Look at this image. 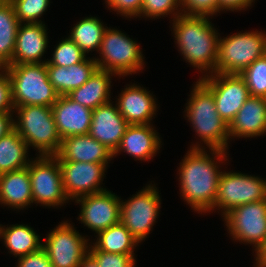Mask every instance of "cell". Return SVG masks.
<instances>
[{
    "instance_id": "obj_1",
    "label": "cell",
    "mask_w": 266,
    "mask_h": 267,
    "mask_svg": "<svg viewBox=\"0 0 266 267\" xmlns=\"http://www.w3.org/2000/svg\"><path fill=\"white\" fill-rule=\"evenodd\" d=\"M201 148L192 147L180 169L184 199L197 211L214 208L221 173Z\"/></svg>"
},
{
    "instance_id": "obj_2",
    "label": "cell",
    "mask_w": 266,
    "mask_h": 267,
    "mask_svg": "<svg viewBox=\"0 0 266 267\" xmlns=\"http://www.w3.org/2000/svg\"><path fill=\"white\" fill-rule=\"evenodd\" d=\"M174 21L175 37L182 54L194 66L212 67L218 59V36L205 16L179 15Z\"/></svg>"
},
{
    "instance_id": "obj_3",
    "label": "cell",
    "mask_w": 266,
    "mask_h": 267,
    "mask_svg": "<svg viewBox=\"0 0 266 267\" xmlns=\"http://www.w3.org/2000/svg\"><path fill=\"white\" fill-rule=\"evenodd\" d=\"M190 101L187 116L196 132L220 159L225 158L229 125L219 116L212 92L199 80Z\"/></svg>"
},
{
    "instance_id": "obj_4",
    "label": "cell",
    "mask_w": 266,
    "mask_h": 267,
    "mask_svg": "<svg viewBox=\"0 0 266 267\" xmlns=\"http://www.w3.org/2000/svg\"><path fill=\"white\" fill-rule=\"evenodd\" d=\"M14 108L25 105L52 107L59 94L50 83L46 62L7 65Z\"/></svg>"
},
{
    "instance_id": "obj_5",
    "label": "cell",
    "mask_w": 266,
    "mask_h": 267,
    "mask_svg": "<svg viewBox=\"0 0 266 267\" xmlns=\"http://www.w3.org/2000/svg\"><path fill=\"white\" fill-rule=\"evenodd\" d=\"M19 122H13V128L28 145L40 150L41 156L55 155L61 144L52 107L43 105L17 106Z\"/></svg>"
},
{
    "instance_id": "obj_6",
    "label": "cell",
    "mask_w": 266,
    "mask_h": 267,
    "mask_svg": "<svg viewBox=\"0 0 266 267\" xmlns=\"http://www.w3.org/2000/svg\"><path fill=\"white\" fill-rule=\"evenodd\" d=\"M266 34L241 33L218 40L215 72L240 74L255 60L265 55Z\"/></svg>"
},
{
    "instance_id": "obj_7",
    "label": "cell",
    "mask_w": 266,
    "mask_h": 267,
    "mask_svg": "<svg viewBox=\"0 0 266 267\" xmlns=\"http://www.w3.org/2000/svg\"><path fill=\"white\" fill-rule=\"evenodd\" d=\"M99 50L103 54V62L95 61L102 70L123 75L141 69L143 64L139 46L117 30H105Z\"/></svg>"
},
{
    "instance_id": "obj_8",
    "label": "cell",
    "mask_w": 266,
    "mask_h": 267,
    "mask_svg": "<svg viewBox=\"0 0 266 267\" xmlns=\"http://www.w3.org/2000/svg\"><path fill=\"white\" fill-rule=\"evenodd\" d=\"M40 157L28 166L33 201L49 206L59 205L68 198L63 187L60 164L53 155Z\"/></svg>"
},
{
    "instance_id": "obj_9",
    "label": "cell",
    "mask_w": 266,
    "mask_h": 267,
    "mask_svg": "<svg viewBox=\"0 0 266 267\" xmlns=\"http://www.w3.org/2000/svg\"><path fill=\"white\" fill-rule=\"evenodd\" d=\"M266 200V182L239 173H221L214 206L228 213L236 206Z\"/></svg>"
},
{
    "instance_id": "obj_10",
    "label": "cell",
    "mask_w": 266,
    "mask_h": 267,
    "mask_svg": "<svg viewBox=\"0 0 266 267\" xmlns=\"http://www.w3.org/2000/svg\"><path fill=\"white\" fill-rule=\"evenodd\" d=\"M200 80L213 94L219 116L229 125L250 97L249 89L240 74H220ZM216 78V79H214Z\"/></svg>"
},
{
    "instance_id": "obj_11",
    "label": "cell",
    "mask_w": 266,
    "mask_h": 267,
    "mask_svg": "<svg viewBox=\"0 0 266 267\" xmlns=\"http://www.w3.org/2000/svg\"><path fill=\"white\" fill-rule=\"evenodd\" d=\"M225 218L231 234L238 240L255 244L257 252L265 244L266 200L236 206Z\"/></svg>"
},
{
    "instance_id": "obj_12",
    "label": "cell",
    "mask_w": 266,
    "mask_h": 267,
    "mask_svg": "<svg viewBox=\"0 0 266 267\" xmlns=\"http://www.w3.org/2000/svg\"><path fill=\"white\" fill-rule=\"evenodd\" d=\"M159 199L158 192L149 186L126 203H121L120 222L138 241L149 233L158 214Z\"/></svg>"
},
{
    "instance_id": "obj_13",
    "label": "cell",
    "mask_w": 266,
    "mask_h": 267,
    "mask_svg": "<svg viewBox=\"0 0 266 267\" xmlns=\"http://www.w3.org/2000/svg\"><path fill=\"white\" fill-rule=\"evenodd\" d=\"M85 242L72 226L62 223L49 234L42 248L53 267H79L87 253Z\"/></svg>"
},
{
    "instance_id": "obj_14",
    "label": "cell",
    "mask_w": 266,
    "mask_h": 267,
    "mask_svg": "<svg viewBox=\"0 0 266 267\" xmlns=\"http://www.w3.org/2000/svg\"><path fill=\"white\" fill-rule=\"evenodd\" d=\"M58 162L61 167L63 187L68 198H77L104 191L97 185L104 174L105 164L75 161Z\"/></svg>"
},
{
    "instance_id": "obj_15",
    "label": "cell",
    "mask_w": 266,
    "mask_h": 267,
    "mask_svg": "<svg viewBox=\"0 0 266 267\" xmlns=\"http://www.w3.org/2000/svg\"><path fill=\"white\" fill-rule=\"evenodd\" d=\"M80 198V219L92 230L99 233L120 222L121 202L111 192L104 190Z\"/></svg>"
},
{
    "instance_id": "obj_16",
    "label": "cell",
    "mask_w": 266,
    "mask_h": 267,
    "mask_svg": "<svg viewBox=\"0 0 266 267\" xmlns=\"http://www.w3.org/2000/svg\"><path fill=\"white\" fill-rule=\"evenodd\" d=\"M52 114L61 139L89 134L92 110L73 101L68 95H60L52 106Z\"/></svg>"
},
{
    "instance_id": "obj_17",
    "label": "cell",
    "mask_w": 266,
    "mask_h": 267,
    "mask_svg": "<svg viewBox=\"0 0 266 267\" xmlns=\"http://www.w3.org/2000/svg\"><path fill=\"white\" fill-rule=\"evenodd\" d=\"M128 125L118 108L108 102L92 110L89 135L114 153Z\"/></svg>"
},
{
    "instance_id": "obj_18",
    "label": "cell",
    "mask_w": 266,
    "mask_h": 267,
    "mask_svg": "<svg viewBox=\"0 0 266 267\" xmlns=\"http://www.w3.org/2000/svg\"><path fill=\"white\" fill-rule=\"evenodd\" d=\"M113 152L89 134L70 136L61 141L54 155L58 161H75L106 164Z\"/></svg>"
},
{
    "instance_id": "obj_19",
    "label": "cell",
    "mask_w": 266,
    "mask_h": 267,
    "mask_svg": "<svg viewBox=\"0 0 266 267\" xmlns=\"http://www.w3.org/2000/svg\"><path fill=\"white\" fill-rule=\"evenodd\" d=\"M17 29L15 49L9 65L40 64L39 59L45 52L47 36L45 27L40 23H27Z\"/></svg>"
},
{
    "instance_id": "obj_20",
    "label": "cell",
    "mask_w": 266,
    "mask_h": 267,
    "mask_svg": "<svg viewBox=\"0 0 266 267\" xmlns=\"http://www.w3.org/2000/svg\"><path fill=\"white\" fill-rule=\"evenodd\" d=\"M266 132V98L250 96L229 124V135L257 136Z\"/></svg>"
},
{
    "instance_id": "obj_21",
    "label": "cell",
    "mask_w": 266,
    "mask_h": 267,
    "mask_svg": "<svg viewBox=\"0 0 266 267\" xmlns=\"http://www.w3.org/2000/svg\"><path fill=\"white\" fill-rule=\"evenodd\" d=\"M50 83L59 95L82 86L98 68L95 60H84L69 67L46 65Z\"/></svg>"
},
{
    "instance_id": "obj_22",
    "label": "cell",
    "mask_w": 266,
    "mask_h": 267,
    "mask_svg": "<svg viewBox=\"0 0 266 267\" xmlns=\"http://www.w3.org/2000/svg\"><path fill=\"white\" fill-rule=\"evenodd\" d=\"M144 89L130 86L122 92L118 102V111L129 125L148 124L154 114L155 101Z\"/></svg>"
},
{
    "instance_id": "obj_23",
    "label": "cell",
    "mask_w": 266,
    "mask_h": 267,
    "mask_svg": "<svg viewBox=\"0 0 266 267\" xmlns=\"http://www.w3.org/2000/svg\"><path fill=\"white\" fill-rule=\"evenodd\" d=\"M160 139L149 124L128 125L120 145L113 155L123 149L135 158L150 159L160 147Z\"/></svg>"
},
{
    "instance_id": "obj_24",
    "label": "cell",
    "mask_w": 266,
    "mask_h": 267,
    "mask_svg": "<svg viewBox=\"0 0 266 267\" xmlns=\"http://www.w3.org/2000/svg\"><path fill=\"white\" fill-rule=\"evenodd\" d=\"M0 200L16 208L33 203L28 166L0 174Z\"/></svg>"
},
{
    "instance_id": "obj_25",
    "label": "cell",
    "mask_w": 266,
    "mask_h": 267,
    "mask_svg": "<svg viewBox=\"0 0 266 267\" xmlns=\"http://www.w3.org/2000/svg\"><path fill=\"white\" fill-rule=\"evenodd\" d=\"M110 74L107 70L97 68L91 77L79 88L67 94L73 101L94 110L100 105L110 102Z\"/></svg>"
},
{
    "instance_id": "obj_26",
    "label": "cell",
    "mask_w": 266,
    "mask_h": 267,
    "mask_svg": "<svg viewBox=\"0 0 266 267\" xmlns=\"http://www.w3.org/2000/svg\"><path fill=\"white\" fill-rule=\"evenodd\" d=\"M27 144L13 128L0 139V174L29 166L26 162Z\"/></svg>"
},
{
    "instance_id": "obj_27",
    "label": "cell",
    "mask_w": 266,
    "mask_h": 267,
    "mask_svg": "<svg viewBox=\"0 0 266 267\" xmlns=\"http://www.w3.org/2000/svg\"><path fill=\"white\" fill-rule=\"evenodd\" d=\"M19 24L15 9L8 0L0 6V69L11 63Z\"/></svg>"
},
{
    "instance_id": "obj_28",
    "label": "cell",
    "mask_w": 266,
    "mask_h": 267,
    "mask_svg": "<svg viewBox=\"0 0 266 267\" xmlns=\"http://www.w3.org/2000/svg\"><path fill=\"white\" fill-rule=\"evenodd\" d=\"M98 234L99 241L91 251L133 254V247L139 242L121 222L110 226Z\"/></svg>"
},
{
    "instance_id": "obj_29",
    "label": "cell",
    "mask_w": 266,
    "mask_h": 267,
    "mask_svg": "<svg viewBox=\"0 0 266 267\" xmlns=\"http://www.w3.org/2000/svg\"><path fill=\"white\" fill-rule=\"evenodd\" d=\"M0 235L3 236L9 250L20 257L42 248V244L39 243V236L28 226L14 225L5 230L0 228Z\"/></svg>"
},
{
    "instance_id": "obj_30",
    "label": "cell",
    "mask_w": 266,
    "mask_h": 267,
    "mask_svg": "<svg viewBox=\"0 0 266 267\" xmlns=\"http://www.w3.org/2000/svg\"><path fill=\"white\" fill-rule=\"evenodd\" d=\"M106 28L93 17L85 18L72 30L70 39L84 52L91 49H100L101 41Z\"/></svg>"
},
{
    "instance_id": "obj_31",
    "label": "cell",
    "mask_w": 266,
    "mask_h": 267,
    "mask_svg": "<svg viewBox=\"0 0 266 267\" xmlns=\"http://www.w3.org/2000/svg\"><path fill=\"white\" fill-rule=\"evenodd\" d=\"M240 75L244 78L250 96L266 98V56L250 64Z\"/></svg>"
},
{
    "instance_id": "obj_32",
    "label": "cell",
    "mask_w": 266,
    "mask_h": 267,
    "mask_svg": "<svg viewBox=\"0 0 266 267\" xmlns=\"http://www.w3.org/2000/svg\"><path fill=\"white\" fill-rule=\"evenodd\" d=\"M85 60V53L69 37L56 47L53 59L46 61V65L69 67Z\"/></svg>"
},
{
    "instance_id": "obj_33",
    "label": "cell",
    "mask_w": 266,
    "mask_h": 267,
    "mask_svg": "<svg viewBox=\"0 0 266 267\" xmlns=\"http://www.w3.org/2000/svg\"><path fill=\"white\" fill-rule=\"evenodd\" d=\"M14 9L17 20L27 23H38L37 18L47 9L49 0H9Z\"/></svg>"
},
{
    "instance_id": "obj_34",
    "label": "cell",
    "mask_w": 266,
    "mask_h": 267,
    "mask_svg": "<svg viewBox=\"0 0 266 267\" xmlns=\"http://www.w3.org/2000/svg\"><path fill=\"white\" fill-rule=\"evenodd\" d=\"M97 261L99 267H134L133 254H116L105 251L89 252Z\"/></svg>"
},
{
    "instance_id": "obj_35",
    "label": "cell",
    "mask_w": 266,
    "mask_h": 267,
    "mask_svg": "<svg viewBox=\"0 0 266 267\" xmlns=\"http://www.w3.org/2000/svg\"><path fill=\"white\" fill-rule=\"evenodd\" d=\"M190 12L186 16H207L219 11V0H179ZM184 3V4H183Z\"/></svg>"
},
{
    "instance_id": "obj_36",
    "label": "cell",
    "mask_w": 266,
    "mask_h": 267,
    "mask_svg": "<svg viewBox=\"0 0 266 267\" xmlns=\"http://www.w3.org/2000/svg\"><path fill=\"white\" fill-rule=\"evenodd\" d=\"M180 1L178 0H143V6L141 9V14H145L146 16H160L165 15L171 10L174 11L175 6Z\"/></svg>"
},
{
    "instance_id": "obj_37",
    "label": "cell",
    "mask_w": 266,
    "mask_h": 267,
    "mask_svg": "<svg viewBox=\"0 0 266 267\" xmlns=\"http://www.w3.org/2000/svg\"><path fill=\"white\" fill-rule=\"evenodd\" d=\"M5 71L4 75L0 74V113H10L12 107L14 108L11 82L7 70Z\"/></svg>"
},
{
    "instance_id": "obj_38",
    "label": "cell",
    "mask_w": 266,
    "mask_h": 267,
    "mask_svg": "<svg viewBox=\"0 0 266 267\" xmlns=\"http://www.w3.org/2000/svg\"><path fill=\"white\" fill-rule=\"evenodd\" d=\"M19 259L18 267H53L43 248L34 253L21 256Z\"/></svg>"
},
{
    "instance_id": "obj_39",
    "label": "cell",
    "mask_w": 266,
    "mask_h": 267,
    "mask_svg": "<svg viewBox=\"0 0 266 267\" xmlns=\"http://www.w3.org/2000/svg\"><path fill=\"white\" fill-rule=\"evenodd\" d=\"M109 6L124 15L134 16L141 13L143 0H107Z\"/></svg>"
},
{
    "instance_id": "obj_40",
    "label": "cell",
    "mask_w": 266,
    "mask_h": 267,
    "mask_svg": "<svg viewBox=\"0 0 266 267\" xmlns=\"http://www.w3.org/2000/svg\"><path fill=\"white\" fill-rule=\"evenodd\" d=\"M253 0H219V10L220 9H242L244 7H247L249 4H251Z\"/></svg>"
},
{
    "instance_id": "obj_41",
    "label": "cell",
    "mask_w": 266,
    "mask_h": 267,
    "mask_svg": "<svg viewBox=\"0 0 266 267\" xmlns=\"http://www.w3.org/2000/svg\"><path fill=\"white\" fill-rule=\"evenodd\" d=\"M10 113H0V139L13 129Z\"/></svg>"
},
{
    "instance_id": "obj_42",
    "label": "cell",
    "mask_w": 266,
    "mask_h": 267,
    "mask_svg": "<svg viewBox=\"0 0 266 267\" xmlns=\"http://www.w3.org/2000/svg\"><path fill=\"white\" fill-rule=\"evenodd\" d=\"M79 267H99L96 259L88 252V254L81 260Z\"/></svg>"
},
{
    "instance_id": "obj_43",
    "label": "cell",
    "mask_w": 266,
    "mask_h": 267,
    "mask_svg": "<svg viewBox=\"0 0 266 267\" xmlns=\"http://www.w3.org/2000/svg\"><path fill=\"white\" fill-rule=\"evenodd\" d=\"M257 256L256 260H258V265L266 267V242L257 252Z\"/></svg>"
},
{
    "instance_id": "obj_44",
    "label": "cell",
    "mask_w": 266,
    "mask_h": 267,
    "mask_svg": "<svg viewBox=\"0 0 266 267\" xmlns=\"http://www.w3.org/2000/svg\"><path fill=\"white\" fill-rule=\"evenodd\" d=\"M8 0H0V6H2L5 2H7Z\"/></svg>"
}]
</instances>
